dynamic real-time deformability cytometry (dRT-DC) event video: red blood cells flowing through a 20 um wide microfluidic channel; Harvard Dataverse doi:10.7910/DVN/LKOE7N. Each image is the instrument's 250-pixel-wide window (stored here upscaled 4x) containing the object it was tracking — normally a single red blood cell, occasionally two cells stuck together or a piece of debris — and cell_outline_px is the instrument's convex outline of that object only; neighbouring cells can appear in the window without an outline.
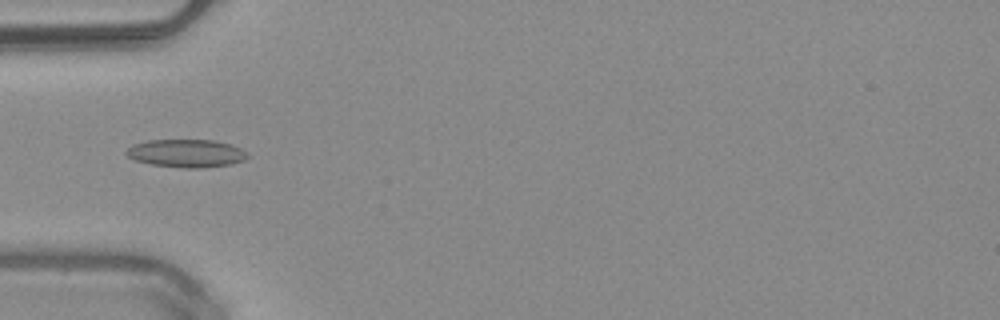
{"species": "common noctule bat (a hibernating species)", "species_latin": "Nyctalus noctula", "temperature_condition": "warm", "stored_images_in_passage": 51, "camera_frame_rate_fps": 3000, "um_per_image_px": 0.085, "animal": {"sex": "male", "body_mass_g": 20.4}, "frame": {"image": 1, "passage_image": 17, "time_ms": 5.333, "image_size_px": [1000, 320], "cell_outline_px": [[248, 156], [244, 160], [232, 164], [200, 168], [184, 168], [152, 164], [132, 160], [124, 152], [132, 144], [148, 140], [212, 140], [232, 144], [240, 148]], "centroid_in_image_um": [15.8, 13.03], "position_along_channel_um": 69.2, "area_um2": 19.77}}
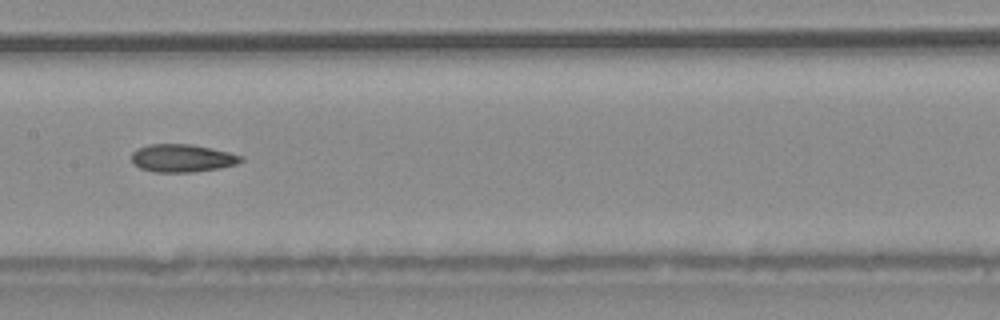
{"frame": {"image": 2, "passage_image": 26, "time_ms": 8.333, "image_size_px": [1000, 320], "cell_outline_px": [[244, 160], [236, 164], [220, 168], [192, 172], [156, 172], [140, 168], [132, 164], [132, 152], [136, 148], [148, 144], [192, 144], [212, 148], [244, 156]], "centroid_in_image_um": [15.48, 13.44], "position_along_channel_um": 191.9, "area_um2": 17.92}}
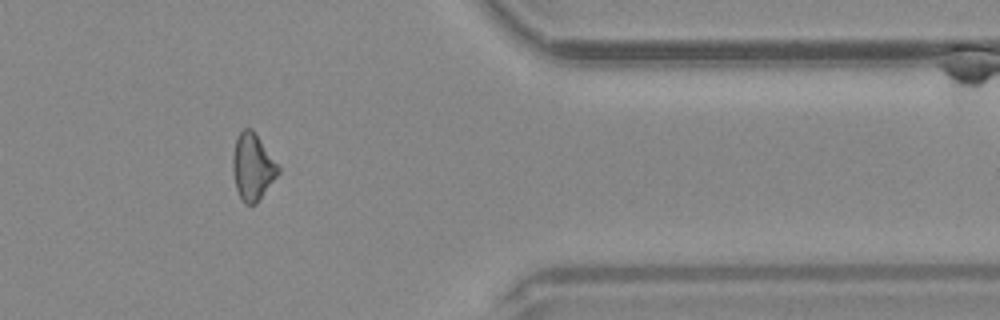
{"frame": {"image": 3, "passage_image": 42, "time_ms": 13.667, "image_size_px": [1000, 320], "cell_outline_px": [[280, 172], [256, 204], [244, 204], [236, 188], [232, 172], [232, 156], [236, 140], [240, 132], [244, 128], [252, 128], [280, 168]], "centroid_in_image_um": [21.46, 14.19], "position_along_channel_um": 389.9, "area_um2": 17.51}, "authors_computed_cell_mechanics": {"area_um2": 18.0336, "velocity_mm_per_s": 4.0664, "shape_relaxation_time_tau1_ms": null, "shape_relaxation_time_tau2_ms": 4.6361, "deformation_change_tau1": null, "deformation_change_tau2": 0.1446}}